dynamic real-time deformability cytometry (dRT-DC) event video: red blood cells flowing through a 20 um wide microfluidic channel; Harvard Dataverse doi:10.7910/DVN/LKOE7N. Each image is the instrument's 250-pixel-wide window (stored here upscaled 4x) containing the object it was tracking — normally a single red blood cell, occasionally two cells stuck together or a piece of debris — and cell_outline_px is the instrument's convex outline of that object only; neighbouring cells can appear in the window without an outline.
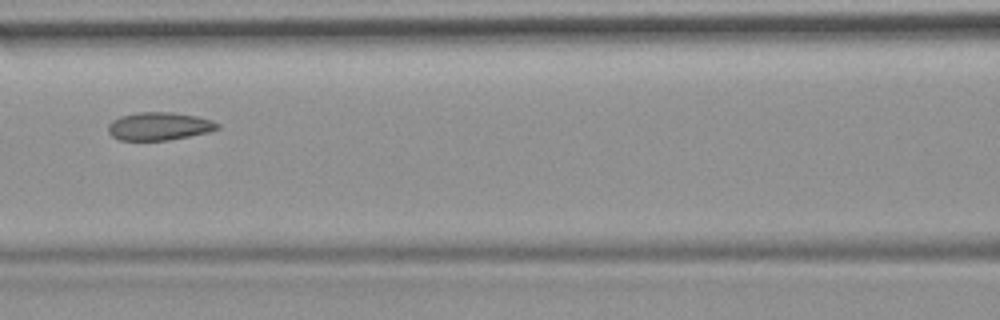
{"species": "common noctule bat (a hibernating species)", "species_latin": "Nyctalus noctula", "temperature_condition": "room temperature", "stored_images_in_passage": 6, "camera_frame_rate_fps": 3000, "um_per_image_px": 0.085, "animal": {"sex": "female", "body_mass_g": 19.9}, "frame": {"image": 1, "passage_image": 3, "time_ms": 2.333, "image_size_px": [1000, 320], "cell_outline_px": [[220, 128], [208, 132], [168, 140], [120, 140], [112, 136], [108, 132], [108, 124], [112, 120], [120, 116], [140, 112], [172, 112], [196, 116], [212, 120], [220, 124]], "centroid_in_image_um": [13.52, 10.72], "position_along_channel_um": 153.1, "area_um2": 17.8}}
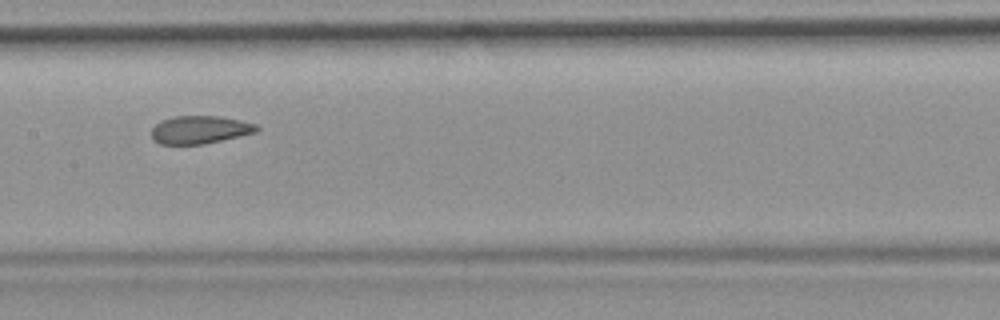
{"frame": {"image": 2, "passage_image": 4, "time_ms": 3.333, "image_size_px": [1000, 320], "cell_outline_px": [[260, 128], [256, 132], [220, 140], [200, 144], [160, 144], [152, 136], [152, 128], [160, 120], [172, 116], [220, 116], [240, 120], [256, 124]], "centroid_in_image_um": [16.98, 11.01], "position_along_channel_um": 190.4, "area_um2": 16.94}}